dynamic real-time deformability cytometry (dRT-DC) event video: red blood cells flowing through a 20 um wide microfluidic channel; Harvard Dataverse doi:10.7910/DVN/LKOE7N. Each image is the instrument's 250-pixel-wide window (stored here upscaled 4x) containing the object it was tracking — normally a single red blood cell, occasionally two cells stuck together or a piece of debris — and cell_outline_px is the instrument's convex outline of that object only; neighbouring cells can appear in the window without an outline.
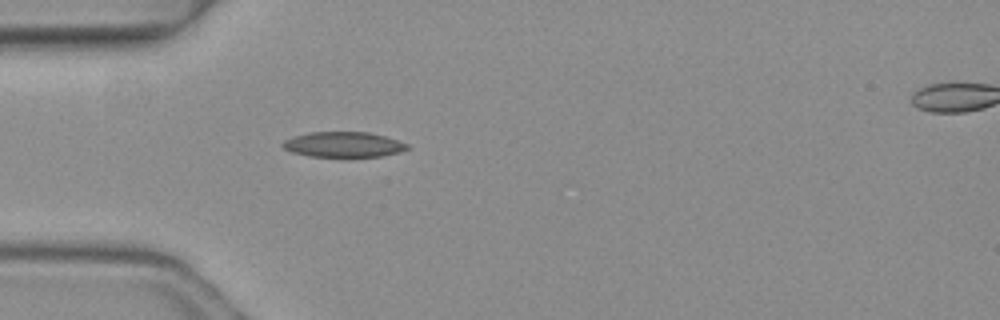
{"species": "common noctule bat (a hibernating species)", "species_latin": "Nyctalus noctula", "temperature_condition": "warm", "stored_images_in_passage": 6, "segment_of_instrument_passage": [1, 2], "camera_frame_rate_fps": 3000, "um_per_image_px": 0.085, "animal": {"sex": "female", "body_mass_g": 19.3, "forearm_length_mm": 54.1}, "frame": {"image": 1, "passage_image": 5, "time_ms": 1.333, "image_size_px": [1000, 320], "cell_outline_px": [[408, 148], [396, 152], [380, 156], [344, 160], [308, 156], [292, 152], [284, 148], [280, 144], [284, 140], [292, 136], [308, 132], [368, 132], [384, 136], [408, 144]], "centroid_in_image_um": [29.12, 12.33], "position_along_channel_um": 55.9, "area_um2": 19.13}}